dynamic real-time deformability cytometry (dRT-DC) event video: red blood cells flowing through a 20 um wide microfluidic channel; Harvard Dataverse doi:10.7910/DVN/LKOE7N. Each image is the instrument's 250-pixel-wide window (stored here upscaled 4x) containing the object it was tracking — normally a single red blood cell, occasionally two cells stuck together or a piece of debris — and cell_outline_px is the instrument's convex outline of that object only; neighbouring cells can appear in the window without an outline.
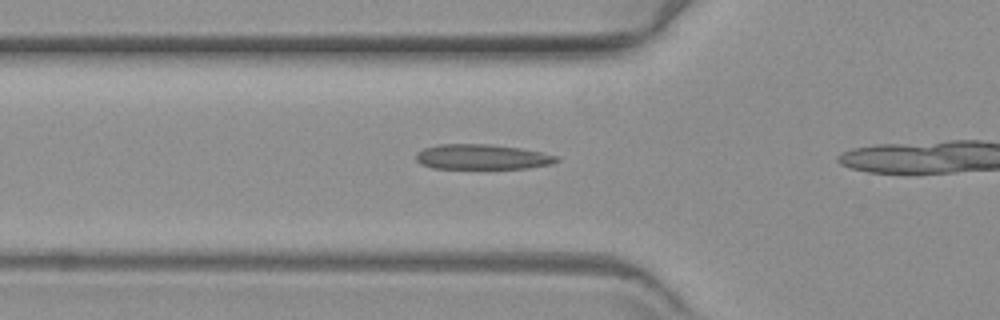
{"species": "common noctule bat (a hibernating species)", "species_latin": "Nyctalus noctula", "temperature_condition": "warm", "stored_images_in_passage": 16, "camera_frame_rate_fps": 3000, "um_per_image_px": 0.085, "animal": {"sex": "female", "body_mass_g": 19.3, "forearm_length_mm": 54.1}, "frame": {"image": 1, "passage_image": 7, "time_ms": 2.0, "image_size_px": [1000, 320], "cell_outline_px": [[560, 160], [552, 164], [528, 168], [432, 168], [420, 164], [416, 160], [416, 152], [424, 148], [436, 144], [488, 144], [520, 148], [560, 156]], "centroid_in_image_um": [40.97, 13.33], "position_along_channel_um": 84.8, "area_um2": 20.63}}
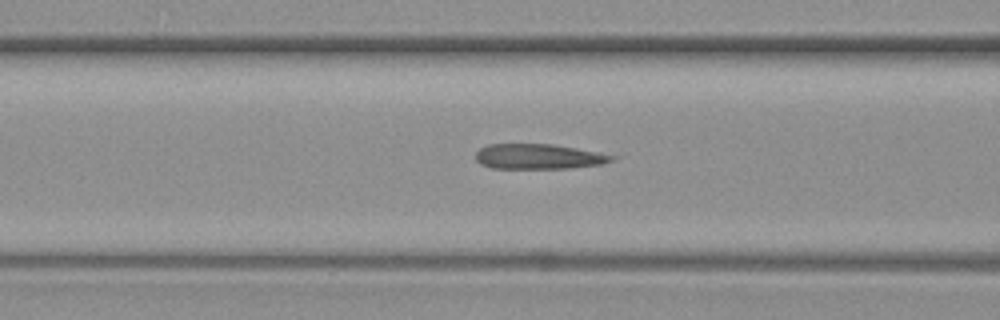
{"frame": {"image": 2, "passage_image": 10, "time_ms": 3.0, "image_size_px": [1000, 320], "cell_outline_px": [[620, 156], [612, 160], [600, 164], [568, 168], [492, 168], [480, 164], [476, 160], [476, 152], [480, 148], [488, 144], [552, 144], [600, 152]], "centroid_in_image_um": [45.78, 13.3], "position_along_channel_um": 120.8, "area_um2": 19.94}}
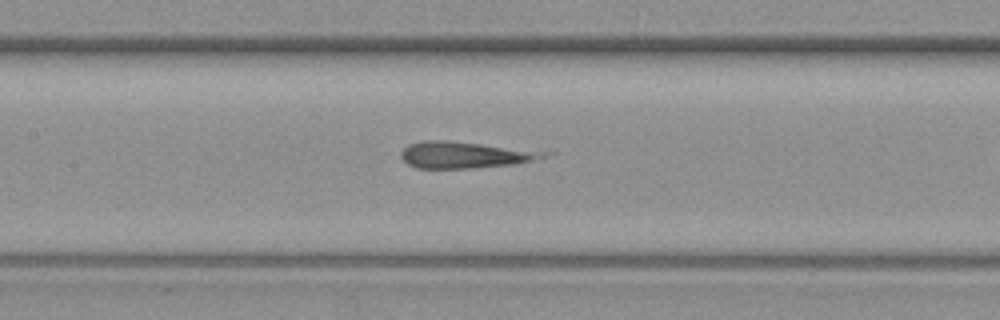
{"frame": {"image": 3, "passage_image": 14, "time_ms": 4.333, "image_size_px": [1000, 320], "cell_outline_px": [[556, 152], [544, 156], [512, 164], [472, 168], [416, 168], [408, 164], [400, 156], [400, 152], [408, 144], [424, 140], [444, 140]], "centroid_in_image_um": [39.45, 13.15], "position_along_channel_um": 168.0, "area_um2": 21.79}}